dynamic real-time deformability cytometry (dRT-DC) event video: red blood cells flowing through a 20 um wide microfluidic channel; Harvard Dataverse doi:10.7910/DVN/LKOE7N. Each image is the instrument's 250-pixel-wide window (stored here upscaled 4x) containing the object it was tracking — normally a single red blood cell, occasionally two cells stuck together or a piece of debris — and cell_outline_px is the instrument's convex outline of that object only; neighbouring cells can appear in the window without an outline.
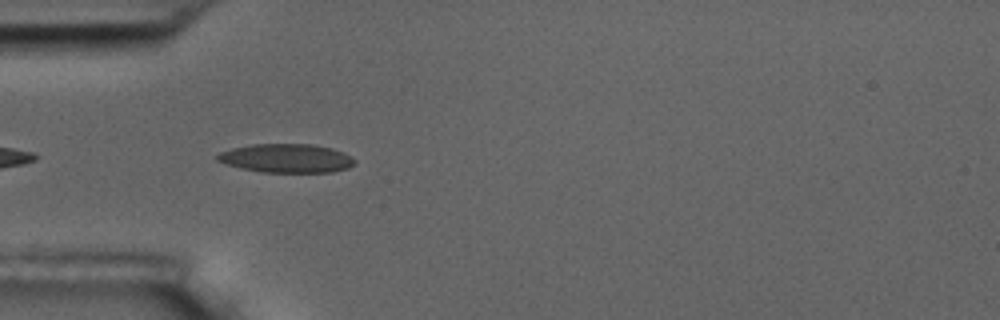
{"species": "common noctule bat (a hibernating species)", "species_latin": "Nyctalus noctula", "temperature_condition": "room temperature", "stored_images_in_passage": 5, "camera_frame_rate_fps": 3000, "um_per_image_px": 0.085, "animal": {"sex": "male", "body_mass_g": 17.5, "forearm_length_mm": 52.3}, "frame": {"image": 1, "passage_image": 2, "time_ms": 0.333, "image_size_px": [1000, 320], "cell_outline_px": [[356, 160], [348, 168], [332, 172], [260, 172], [240, 168], [224, 164], [216, 160], [216, 156], [220, 152], [232, 148], [252, 144], [312, 144], [332, 148], [344, 152]], "centroid_in_image_um": [24.32, 13.45], "position_along_channel_um": 60.7, "area_um2": 23.12}}